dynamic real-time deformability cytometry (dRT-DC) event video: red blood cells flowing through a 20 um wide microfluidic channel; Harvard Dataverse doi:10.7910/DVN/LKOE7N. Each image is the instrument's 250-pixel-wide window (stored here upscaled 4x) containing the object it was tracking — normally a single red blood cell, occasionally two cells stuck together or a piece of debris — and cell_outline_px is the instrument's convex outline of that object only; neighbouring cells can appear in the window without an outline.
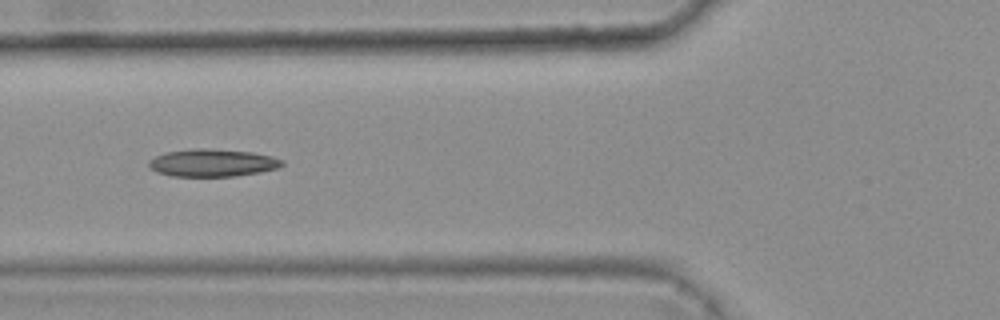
{"species": "common noctule bat (a hibernating species)", "species_latin": "Nyctalus noctula", "temperature_condition": "warm", "stored_images_in_passage": 7, "camera_frame_rate_fps": 3000, "um_per_image_px": 0.085, "animal": {"sex": "female", "body_mass_g": 25.1}, "frame": {"image": 1, "passage_image": 5, "time_ms": 1.333, "image_size_px": [1000, 320], "cell_outline_px": [[284, 164], [276, 168], [260, 172], [232, 176], [172, 176], [156, 172], [148, 164], [148, 160], [156, 156], [168, 152], [188, 148], [204, 148], [252, 152], [272, 156], [284, 160]], "centroid_in_image_um": [18.05, 13.83], "position_along_channel_um": 107.7, "area_um2": 21.33}}
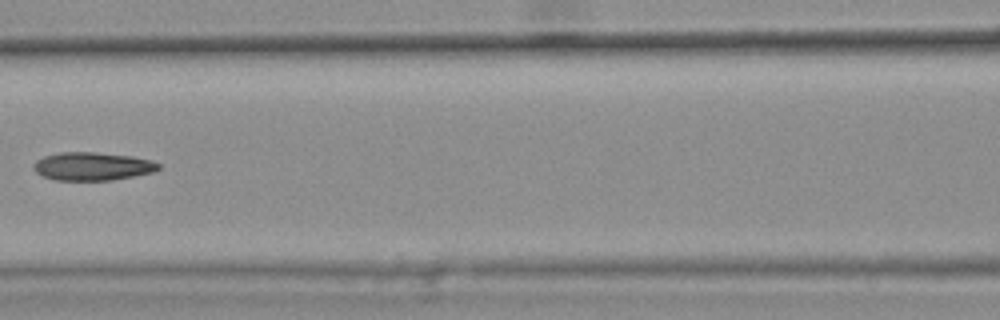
{"frame": {"image": 2, "passage_image": 6, "time_ms": 1.667, "image_size_px": [1000, 320], "cell_outline_px": [[160, 168], [152, 172], [112, 180], [56, 180], [44, 176], [36, 172], [32, 168], [32, 164], [36, 160], [44, 156], [60, 152], [96, 152], [132, 156], [152, 160], [160, 164]], "centroid_in_image_um": [7.84, 14.13], "position_along_channel_um": 158.8, "area_um2": 20.52}}